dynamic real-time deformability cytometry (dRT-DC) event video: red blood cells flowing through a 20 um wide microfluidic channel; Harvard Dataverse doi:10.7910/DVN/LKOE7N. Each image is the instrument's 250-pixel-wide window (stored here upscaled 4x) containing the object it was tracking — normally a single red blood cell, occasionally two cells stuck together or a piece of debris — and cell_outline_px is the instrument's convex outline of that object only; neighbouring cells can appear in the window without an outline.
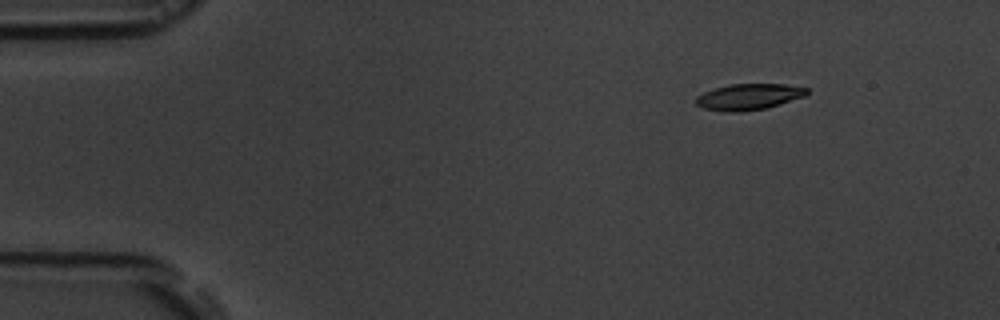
{"species": "common noctule bat (a hibernating species)", "species_latin": "Nyctalus noctula", "temperature_condition": "room temperature", "stored_images_in_passage": 5, "camera_frame_rate_fps": 3000, "um_per_image_px": 0.085, "animal": {"sex": "male", "body_mass_g": 19.5, "forearm_length_mm": 54.6}, "frame": {"image": 1, "passage_image": 1, "time_ms": 0.0, "image_size_px": [1000, 320], "cell_outline_px": [[808, 92], [804, 96], [764, 108], [740, 112], [732, 112], [704, 108], [696, 104], [696, 96], [704, 92], [728, 84], [784, 84], [808, 88]], "centroid_in_image_um": [63.62, 8.21], "position_along_channel_um": 21.4, "area_um2": 16.53}}
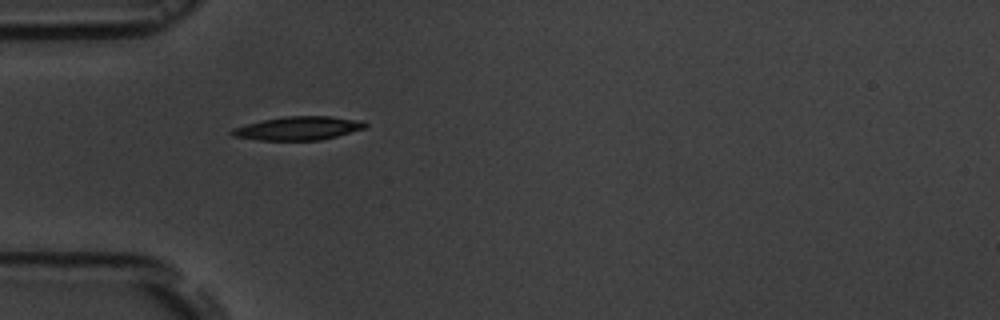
{"frame": {"image": 2, "passage_image": 4, "time_ms": 3.333, "image_size_px": [1000, 320], "cell_outline_px": [[368, 124], [364, 128], [336, 136], [320, 140], [260, 140], [232, 136], [228, 132], [232, 128], [264, 120], [284, 116], [328, 116], [364, 120]], "centroid_in_image_um": [25.35, 10.9], "position_along_channel_um": 59.6, "area_um2": 18.21}}
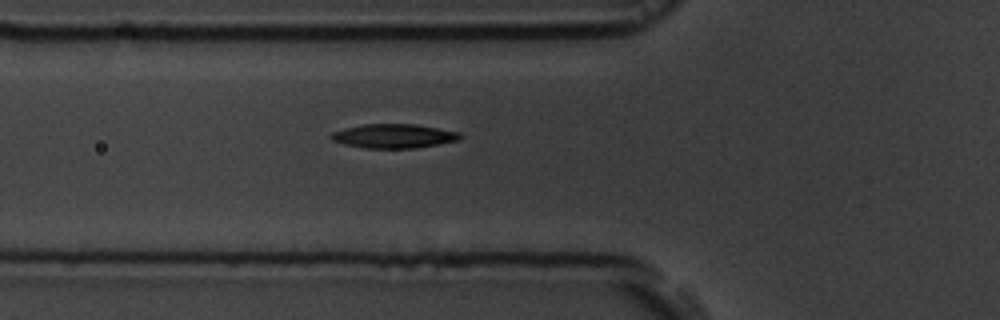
{"frame": {"image": 3, "passage_image": 5, "time_ms": 4.333, "image_size_px": [1000, 320], "cell_outline_px": [[460, 140], [416, 148], [364, 148], [344, 144], [332, 140], [328, 136], [332, 132], [344, 128], [364, 124], [416, 124], [460, 132]], "centroid_in_image_um": [33.45, 11.56], "position_along_channel_um": 92.4, "area_um2": 18.15}}